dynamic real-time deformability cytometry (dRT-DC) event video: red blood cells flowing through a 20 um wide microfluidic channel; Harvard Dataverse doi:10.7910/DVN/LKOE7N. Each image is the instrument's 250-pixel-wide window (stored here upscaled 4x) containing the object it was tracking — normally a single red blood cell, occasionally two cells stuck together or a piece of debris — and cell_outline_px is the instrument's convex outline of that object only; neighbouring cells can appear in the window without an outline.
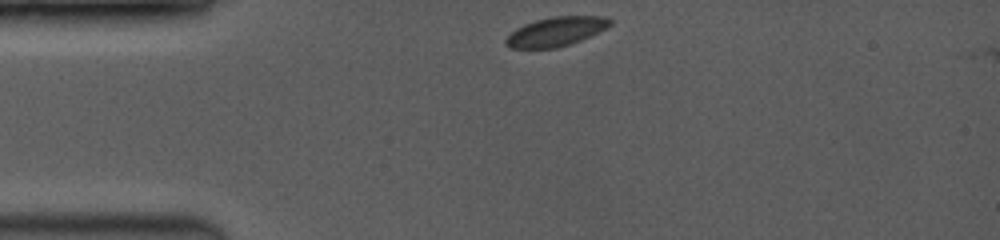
{"species": "common noctule bat (a hibernating species)", "species_latin": "Nyctalus noctula", "temperature_condition": "room temperature", "stored_images_in_passage": 3, "camera_frame_rate_fps": 3500, "um_per_image_px": 0.085, "animal": {"sex": "female", "body_mass_g": 19.0, "forearm_length_mm": 53.3}, "frame": {"image": 1, "passage_image": 1, "time_ms": 0.0, "image_size_px": [1000, 240], "cell_outline_px": [[612, 24], [580, 40], [568, 44], [552, 48], [512, 48], [504, 40], [516, 28], [524, 24], [536, 20], [552, 16], [604, 16], [612, 20]], "centroid_in_image_um": [47.25, 2.66], "position_along_channel_um": 37.8, "area_um2": 17.28}}